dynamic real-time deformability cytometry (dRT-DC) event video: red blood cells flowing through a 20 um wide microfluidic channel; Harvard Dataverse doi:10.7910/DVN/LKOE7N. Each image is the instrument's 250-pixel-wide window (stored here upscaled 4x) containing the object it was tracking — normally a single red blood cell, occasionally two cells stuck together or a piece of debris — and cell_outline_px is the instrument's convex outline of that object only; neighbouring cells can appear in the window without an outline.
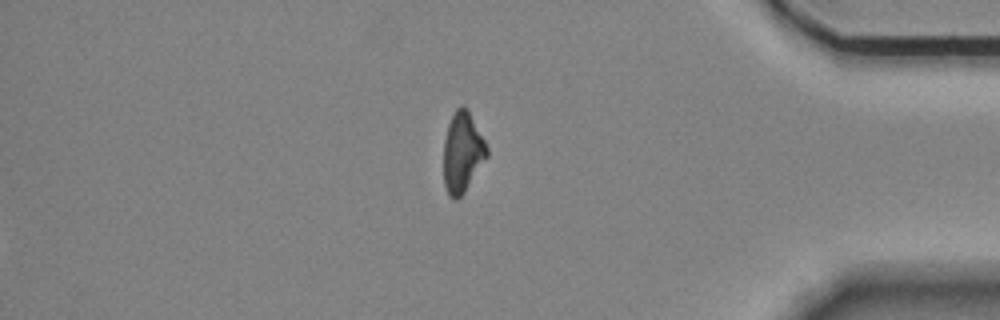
{"species": "Egyptian fruit bat (a non-hibernating species)", "species_latin": "Rousettus aegyptiacus", "temperature_condition": "room temperature", "stored_images_in_passage": 14, "segment_of_instrument_passage": [2, 2], "camera_frame_rate_fps": 3000, "um_per_image_px": 0.085, "animal": {"sex": "female"}, "frame": {"image": 1, "passage_image": 14, "time_ms": 4.333, "image_size_px": [1000, 320], "cell_outline_px": [[488, 156], [464, 192], [456, 200], [452, 200], [448, 196], [444, 184], [444, 140], [448, 124], [456, 108], [460, 104], [464, 104], [468, 108], [488, 148]], "centroid_in_image_um": [39.3, 12.93], "position_along_channel_um": 395.9, "area_um2": 20.35}}